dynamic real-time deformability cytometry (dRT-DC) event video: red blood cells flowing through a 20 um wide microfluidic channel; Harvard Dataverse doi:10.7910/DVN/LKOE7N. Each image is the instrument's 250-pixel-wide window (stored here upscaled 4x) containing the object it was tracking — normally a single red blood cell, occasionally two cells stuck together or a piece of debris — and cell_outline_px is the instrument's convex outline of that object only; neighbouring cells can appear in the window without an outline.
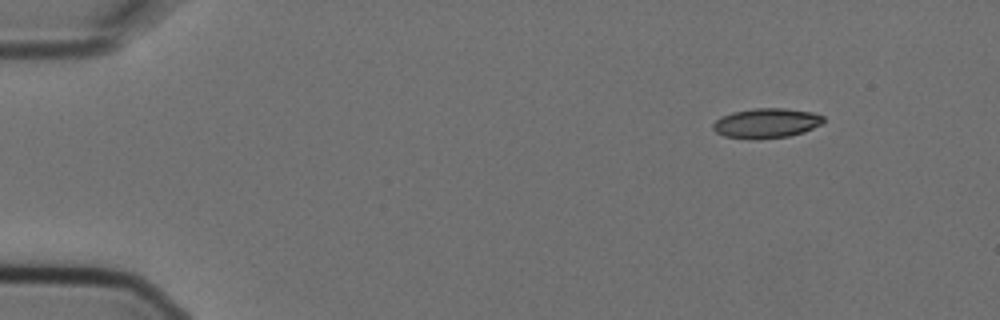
{"species": "Egyptian fruit bat (a non-hibernating species)", "species_latin": "Rousettus aegyptiacus", "temperature_condition": "cold", "stored_images_in_passage": 7, "camera_frame_rate_fps": 3000, "um_per_image_px": 0.085, "animal": {"sex": "female"}, "frame": {"image": 1, "passage_image": 1, "time_ms": 0.0, "image_size_px": [1000, 320], "cell_outline_px": [[824, 120], [820, 124], [804, 132], [788, 136], [756, 140], [724, 136], [716, 132], [712, 128], [712, 124], [716, 120], [732, 112], [756, 108], [784, 108], [812, 112], [824, 116]], "centroid_in_image_um": [65.13, 10.47], "position_along_channel_um": 19.9, "area_um2": 19.13}}
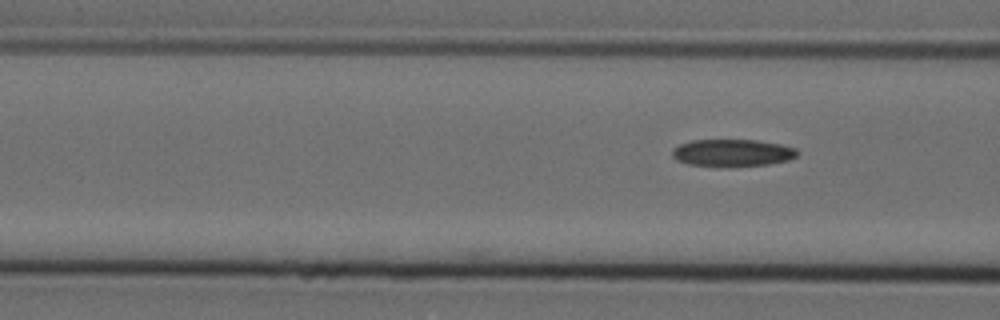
{"frame": {"image": 2, "passage_image": 5, "time_ms": 1.333, "image_size_px": [1000, 320], "cell_outline_px": [[796, 156], [788, 160], [768, 164], [688, 164], [676, 160], [672, 156], [672, 148], [680, 144], [692, 140], [756, 140], [780, 144], [796, 148]], "centroid_in_image_um": [62.23, 12.94], "position_along_channel_um": 104.4, "area_um2": 18.96}}